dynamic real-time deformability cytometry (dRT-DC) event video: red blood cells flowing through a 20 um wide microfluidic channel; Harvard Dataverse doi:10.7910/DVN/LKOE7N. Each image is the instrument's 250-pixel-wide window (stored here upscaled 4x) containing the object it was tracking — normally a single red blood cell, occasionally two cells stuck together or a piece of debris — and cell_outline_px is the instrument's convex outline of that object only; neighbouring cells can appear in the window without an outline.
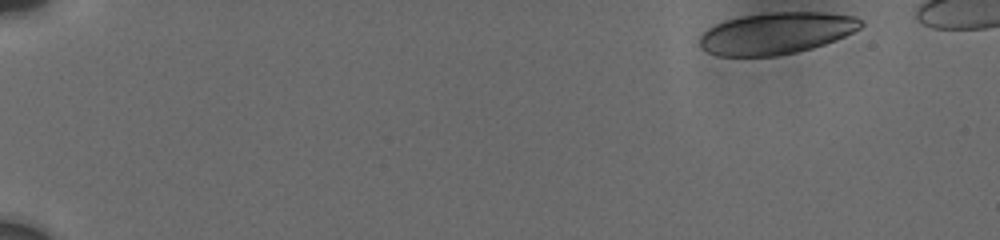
{"species": "human", "species_latin": "Homo sapiens", "temperature_condition": "cold", "stored_images_in_passage": 12, "camera_frame_rate_fps": 3000, "um_per_image_px": 0.085, "donor": {"sex": "male"}, "frame": {"image": 1, "passage_image": 1, "time_ms": 0.0, "image_size_px": [1000, 240], "cell_outline_px": [[864, 24], [860, 28], [836, 40], [812, 48], [796, 52], [776, 56], [716, 56], [700, 48], [700, 36], [708, 28], [724, 20], [740, 16], [768, 12], [824, 12], [856, 16]], "centroid_in_image_um": [65.97, 2.82], "position_along_channel_um": 19.0, "area_um2": 39.36}}